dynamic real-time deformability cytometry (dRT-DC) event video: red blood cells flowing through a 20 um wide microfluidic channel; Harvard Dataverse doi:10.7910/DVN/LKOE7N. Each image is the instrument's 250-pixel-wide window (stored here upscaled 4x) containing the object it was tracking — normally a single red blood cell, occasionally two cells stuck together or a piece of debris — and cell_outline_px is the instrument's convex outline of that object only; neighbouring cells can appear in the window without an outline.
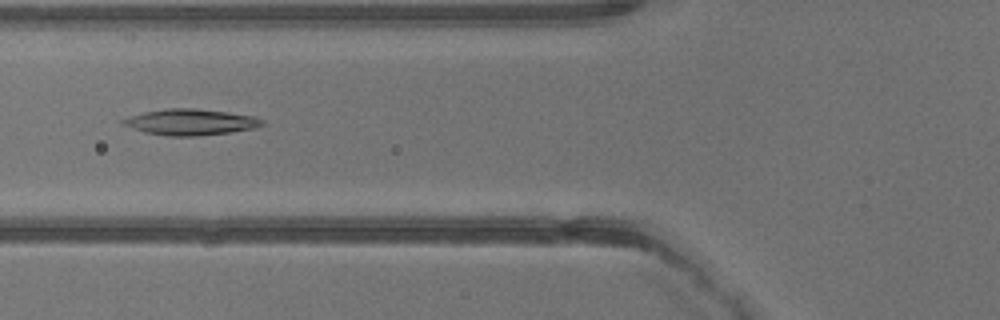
{"species": "common noctule bat (a hibernating species)", "species_latin": "Nyctalus noctula", "temperature_condition": "warm", "stored_images_in_passage": 40, "camera_frame_rate_fps": 3000, "um_per_image_px": 0.085, "animal": {"sex": "male", "body_mass_g": 13.3}, "frame": {"image": 1, "passage_image": 16, "time_ms": 5.0, "image_size_px": [1000, 320], "cell_outline_px": [[264, 124], [256, 128], [232, 132], [196, 136], [168, 136], [144, 132], [120, 124], [120, 120], [144, 112], [164, 108], [196, 108], [228, 112], [252, 116], [264, 120]], "centroid_in_image_um": [16.19, 10.37], "position_along_channel_um": 109.6, "area_um2": 21.21}}
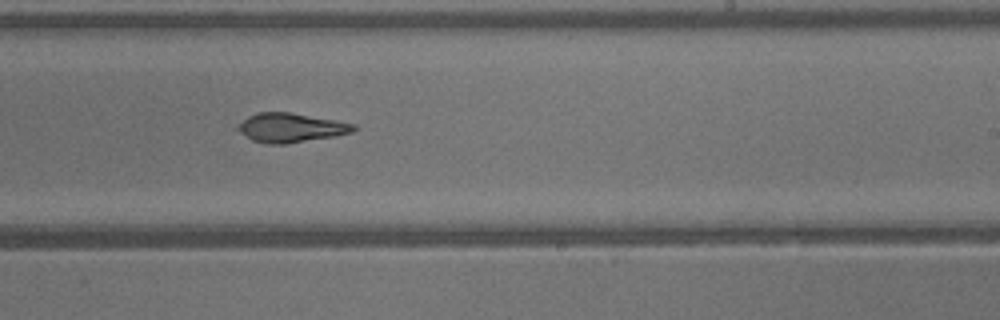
{"frame": {"image": 2, "passage_image": 25, "time_ms": 8.0, "image_size_px": [1000, 320], "cell_outline_px": [[356, 128], [352, 132], [336, 136], [284, 144], [268, 144], [252, 140], [232, 128], [248, 116], [256, 112], [292, 112], [336, 120], [356, 124]], "centroid_in_image_um": [24.67, 10.84], "position_along_channel_um": 264.3, "area_um2": 19.94}}
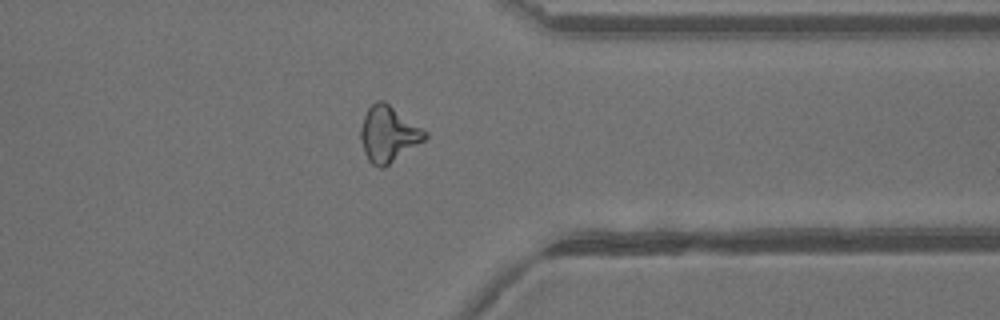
{"frame": {"image": 3, "passage_image": 32, "time_ms": 10.333, "image_size_px": [1000, 320], "cell_outline_px": [[428, 136], [424, 140], [384, 168], [380, 168], [372, 164], [368, 160], [364, 152], [360, 136], [360, 128], [364, 116], [368, 108], [376, 100], [384, 100], [428, 132]], "centroid_in_image_um": [33.0, 11.39], "position_along_channel_um": 378.4, "area_um2": 20.87}}